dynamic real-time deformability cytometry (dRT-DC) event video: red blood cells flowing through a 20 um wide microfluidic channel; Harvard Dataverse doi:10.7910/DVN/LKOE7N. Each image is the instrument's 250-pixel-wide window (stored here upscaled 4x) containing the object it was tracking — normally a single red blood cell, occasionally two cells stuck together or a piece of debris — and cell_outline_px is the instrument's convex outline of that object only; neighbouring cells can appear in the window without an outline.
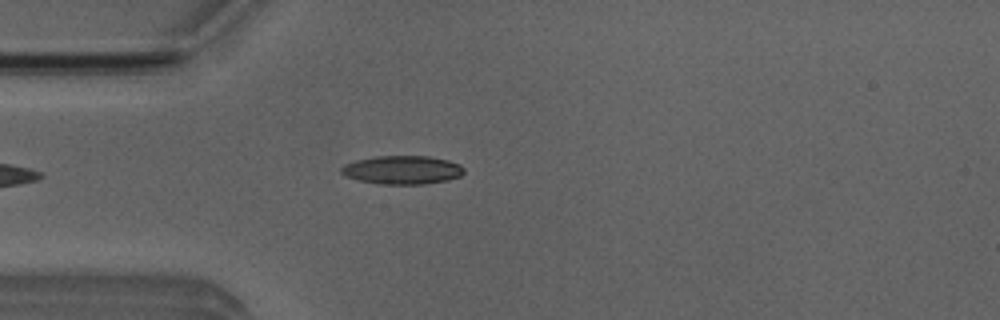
{"species": "Egyptian fruit bat (a non-hibernating species)", "species_latin": "Rousettus aegyptiacus", "temperature_condition": "room temperature", "stored_images_in_passage": 38, "camera_frame_rate_fps": 3000, "um_per_image_px": 0.085, "animal": {"sex": "male"}, "frame": {"image": 1, "passage_image": 1, "time_ms": 0.0, "image_size_px": [1000, 320], "cell_outline_px": [[464, 172], [460, 176], [448, 180], [424, 184], [380, 184], [360, 180], [344, 176], [340, 172], [340, 168], [344, 164], [356, 160], [376, 156], [428, 156], [448, 160], [460, 164], [464, 168]], "centroid_in_image_um": [34.19, 14.44], "position_along_channel_um": 50.8, "area_um2": 20.46}}
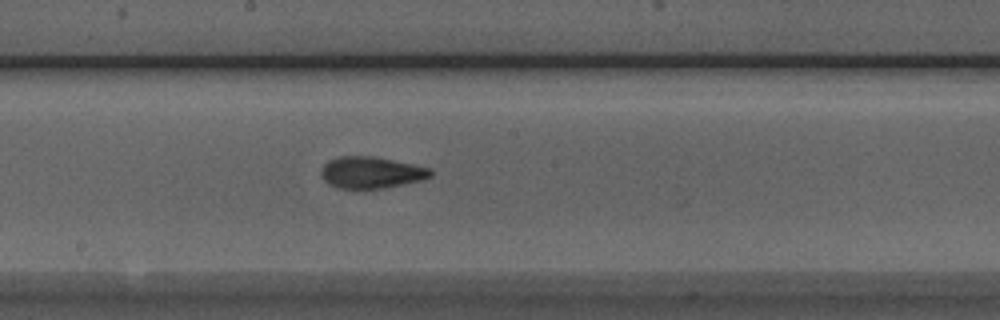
{"frame": {"image": 2, "passage_image": 14, "time_ms": 4.333, "image_size_px": [1000, 320], "cell_outline_px": [[432, 176], [420, 180], [380, 188], [336, 188], [328, 184], [320, 176], [320, 172], [324, 164], [328, 160], [340, 156], [372, 156], [432, 168]], "centroid_in_image_um": [31.5, 14.65], "position_along_channel_um": 216.7, "area_um2": 20.0}}
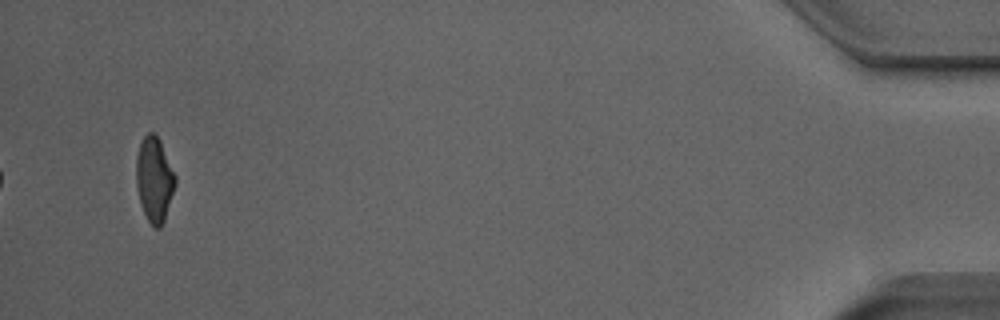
{"frame": {"image": 3, "passage_image": 36, "time_ms": 11.667, "image_size_px": [1000, 320], "cell_outline_px": [[176, 184], [164, 220], [160, 228], [156, 228], [148, 220], [140, 204], [136, 184], [136, 156], [140, 144], [144, 136], [148, 132], [152, 132], [160, 140], [176, 176]], "centroid_in_image_um": [13.11, 15.24], "position_along_channel_um": 422.1, "area_um2": 19.19}, "authors_computed_cell_mechanics": {"area_um2": 19.8254, "velocity_mm_per_s": 4.0151, "shape_relaxation_time_tau1_ms": 10.2481, "shape_relaxation_time_tau2_ms": 1.5703, "deformation_change_tau1": 0.2655, "deformation_change_tau2": 0.0893}}